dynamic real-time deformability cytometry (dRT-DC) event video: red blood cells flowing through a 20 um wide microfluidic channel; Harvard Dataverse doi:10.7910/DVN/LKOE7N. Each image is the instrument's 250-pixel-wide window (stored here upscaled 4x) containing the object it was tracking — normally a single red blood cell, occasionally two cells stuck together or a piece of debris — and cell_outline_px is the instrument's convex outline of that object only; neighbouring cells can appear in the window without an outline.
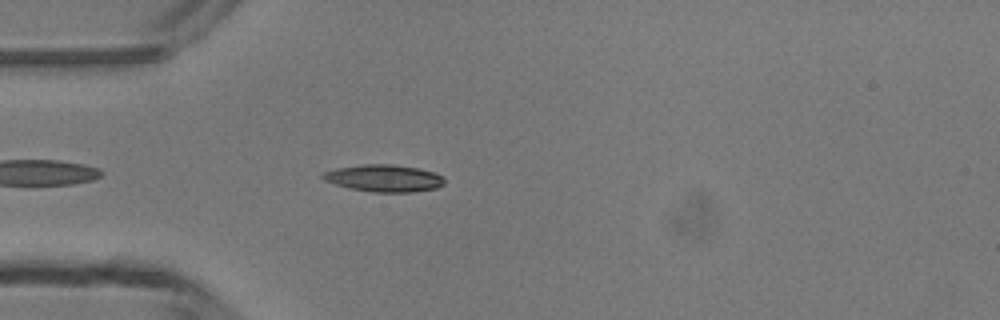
{"species": "common noctule bat (a hibernating species)", "species_latin": "Nyctalus noctula", "temperature_condition": "room temperature", "stored_images_in_passage": 4, "camera_frame_rate_fps": 3000, "um_per_image_px": 0.085, "animal": {"sex": "male", "body_mass_g": 13.3}, "frame": {"image": 1, "passage_image": 4, "time_ms": 3.333, "image_size_px": [1000, 320], "cell_outline_px": [[444, 184], [436, 188], [412, 192], [372, 192], [348, 188], [324, 180], [320, 176], [324, 172], [336, 168], [364, 164], [392, 164], [416, 168], [432, 172], [440, 176], [444, 180]], "centroid_in_image_um": [32.6, 15.15], "position_along_channel_um": 52.4, "area_um2": 19.02}}